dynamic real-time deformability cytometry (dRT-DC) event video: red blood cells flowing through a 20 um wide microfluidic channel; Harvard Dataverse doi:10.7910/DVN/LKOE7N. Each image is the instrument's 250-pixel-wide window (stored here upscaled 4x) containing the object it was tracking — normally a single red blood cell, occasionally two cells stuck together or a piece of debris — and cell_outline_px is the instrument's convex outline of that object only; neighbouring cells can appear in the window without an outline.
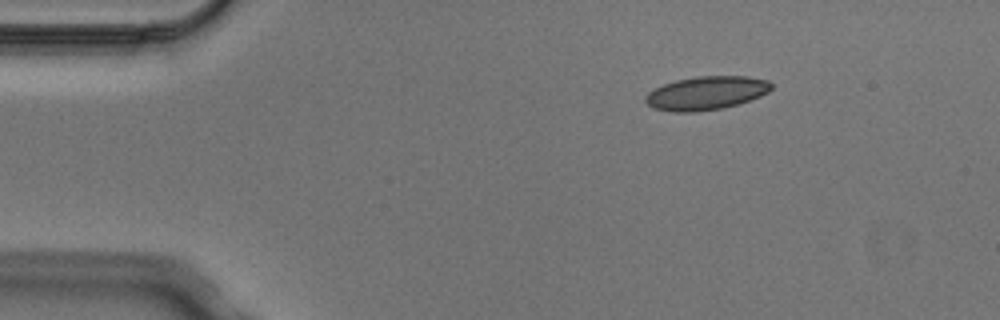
{"species": "Egyptian fruit bat (a non-hibernating species)", "species_latin": "Rousettus aegyptiacus", "temperature_condition": "cold", "stored_images_in_passage": 6, "camera_frame_rate_fps": 3000, "um_per_image_px": 0.085, "animal": {"sex": "male"}, "frame": {"image": 1, "passage_image": 6, "time_ms": 1.667, "image_size_px": [1000, 320], "cell_outline_px": [[772, 88], [768, 92], [760, 96], [724, 108], [696, 112], [672, 112], [652, 108], [644, 100], [644, 96], [648, 92], [664, 84], [676, 80], [696, 76], [748, 76], [768, 80], [772, 84]], "centroid_in_image_um": [60.01, 7.91], "position_along_channel_um": 25.0, "area_um2": 24.68}}